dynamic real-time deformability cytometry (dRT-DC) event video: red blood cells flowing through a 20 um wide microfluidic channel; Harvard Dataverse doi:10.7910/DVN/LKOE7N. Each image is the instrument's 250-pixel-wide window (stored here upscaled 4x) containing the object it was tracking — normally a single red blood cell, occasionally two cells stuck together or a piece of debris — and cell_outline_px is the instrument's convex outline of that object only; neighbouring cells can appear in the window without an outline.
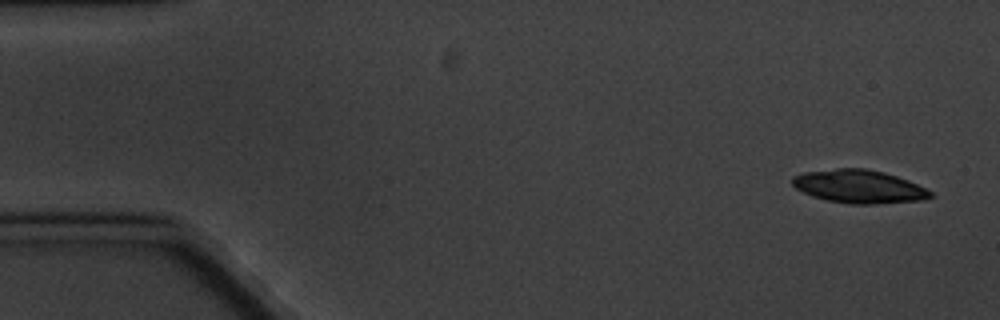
{"species": "common noctule bat (a hibernating species)", "species_latin": "Nyctalus noctula", "temperature_condition": "cold", "stored_images_in_passage": 15, "camera_frame_rate_fps": 3000, "um_per_image_px": 0.085, "animal": {"sex": "male", "body_mass_g": 20.1, "forearm_length_mm": 53.5}, "frame": {"image": 1, "passage_image": 1, "time_ms": 0.0, "image_size_px": [1000, 320], "cell_outline_px": [[936, 196], [924, 200], [872, 204], [848, 204], [828, 200], [812, 196], [796, 188], [792, 184], [792, 176], [804, 172], [836, 168], [864, 168], [884, 172], [908, 180], [932, 192]], "centroid_in_image_um": [73.02, 15.85], "position_along_channel_um": 12.0, "area_um2": 26.76}, "authors_computed_cell_mechanics": {"area_um2": 26.7614, "velocity_mm_per_s": 3.2323, "shape_relaxation_time_tau1_ms": 0.8667, "shape_relaxation_time_tau2_ms": 11.2717, "deformation_change_tau1": 0.2561, "deformation_change_tau2": 0.1598}}